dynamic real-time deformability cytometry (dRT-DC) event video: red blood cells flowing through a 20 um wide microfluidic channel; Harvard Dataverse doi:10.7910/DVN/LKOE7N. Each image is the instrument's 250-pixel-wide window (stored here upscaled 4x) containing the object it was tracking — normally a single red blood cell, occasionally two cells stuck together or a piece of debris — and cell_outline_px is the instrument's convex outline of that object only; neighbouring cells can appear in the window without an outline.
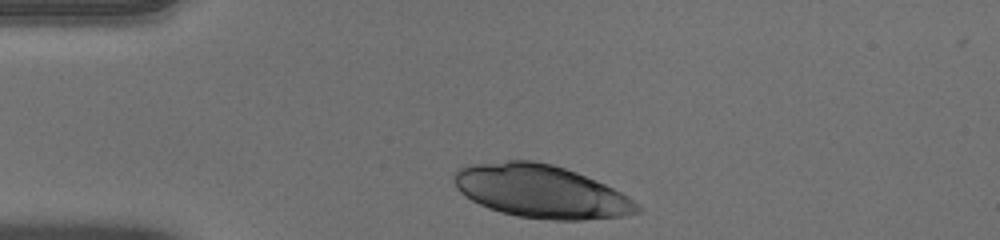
{"species": "human", "species_latin": "Homo sapiens", "temperature_condition": "warm", "stored_images_in_passage": 32, "camera_frame_rate_fps": 3000, "um_per_image_px": 0.085, "donor": {"sex": "male"}, "frame": {"image": 1, "passage_image": 1, "time_ms": 0.0, "image_size_px": [1000, 240], "cell_outline_px": [[644, 208], [640, 212], [624, 216], [584, 220], [552, 220], [516, 216], [500, 212], [488, 208], [472, 200], [460, 192], [456, 188], [452, 180], [452, 176], [456, 168], [468, 164], [508, 160], [532, 160], [552, 164], [576, 172], [604, 184], [628, 196], [640, 204]], "centroid_in_image_um": [45.97, 16.27], "position_along_channel_um": 39.0, "area_um2": 56.99}}
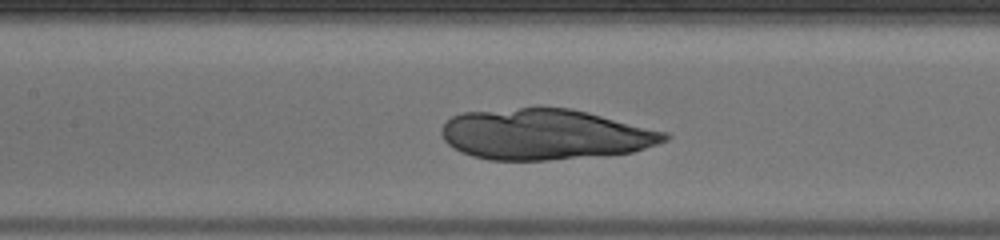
{"frame": {"image": 2, "passage_image": 13, "time_ms": 4.0, "image_size_px": [1000, 240], "cell_outline_px": [[672, 136], [668, 140], [632, 152], [604, 156], [548, 160], [488, 160], [472, 156], [460, 152], [452, 148], [444, 140], [440, 132], [440, 128], [452, 116], [464, 112], [520, 108], [572, 108], [668, 132]], "centroid_in_image_um": [46.33, 11.43], "position_along_channel_um": 161.1, "area_um2": 66.3}}